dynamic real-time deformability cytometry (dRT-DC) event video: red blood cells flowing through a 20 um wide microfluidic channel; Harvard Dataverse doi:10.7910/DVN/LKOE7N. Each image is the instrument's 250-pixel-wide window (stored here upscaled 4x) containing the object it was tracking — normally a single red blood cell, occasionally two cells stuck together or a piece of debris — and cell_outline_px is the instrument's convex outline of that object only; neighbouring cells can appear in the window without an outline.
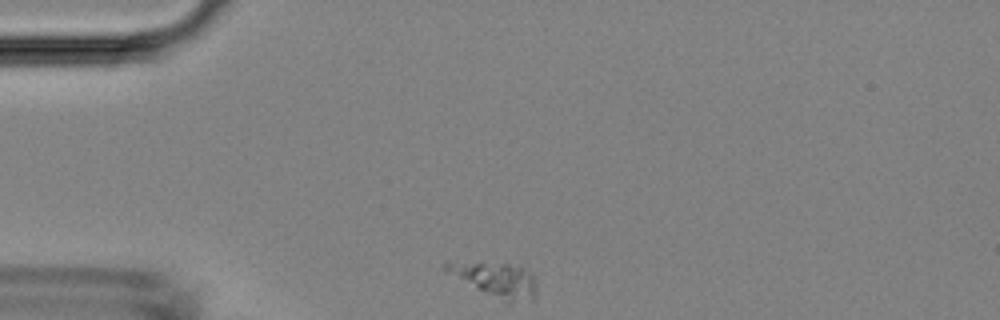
{"species": "Egyptian fruit bat (a non-hibernating species)", "species_latin": "Rousettus aegyptiacus", "temperature_condition": "room temperature", "stored_images_in_passage": 7, "camera_frame_rate_fps": 3000, "um_per_image_px": 0.085, "animal": {"sex": "female"}, "frame": {"image": 1, "passage_image": 1, "time_ms": 0.0, "image_size_px": [1000, 320], "cell_outline_px": [[536, 300], [508, 304], [444, 268], [444, 264], [520, 264], [532, 272], [536, 284]], "centroid_in_image_um": [42.44, 23.83], "position_along_channel_um": 42.6, "area_um2": 17.11}}
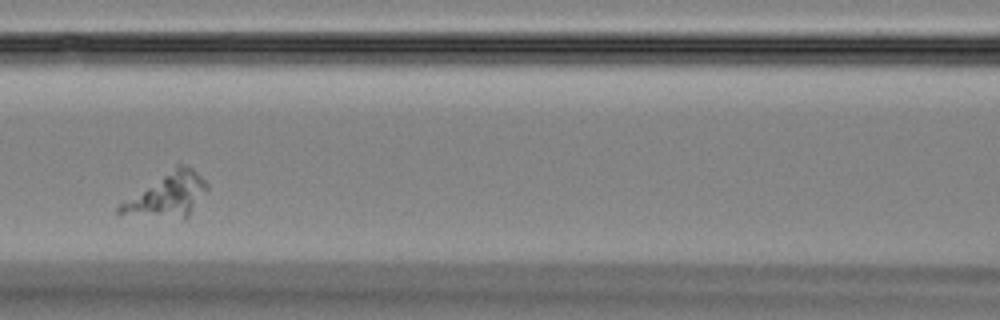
{"frame": {"image": 2, "passage_image": 4, "time_ms": 3.667, "image_size_px": [1000, 320], "cell_outline_px": [[208, 188], [188, 216], [184, 220], [116, 216], [116, 208], [120, 204], [176, 164], [180, 164], [192, 168], [208, 184]], "centroid_in_image_um": [14.16, 16.65], "position_along_channel_um": 152.4, "area_um2": 22.72}}
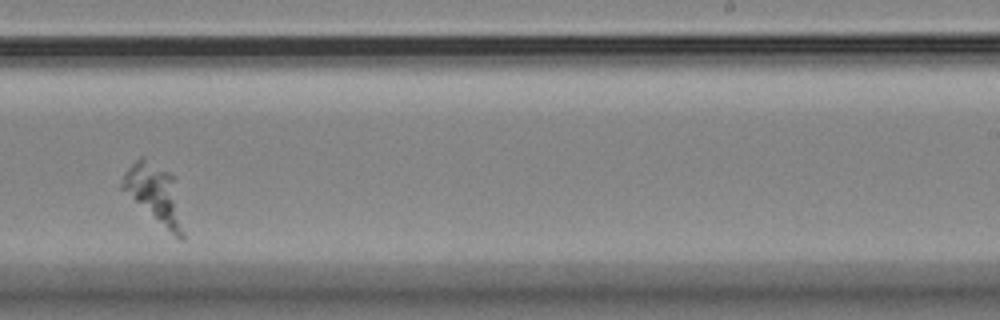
{"frame": {"image": 3, "passage_image": 7, "time_ms": 7.0, "image_size_px": [1000, 320], "cell_outline_px": [[184, 240], [180, 240], [120, 188], [120, 184], [124, 172], [140, 156], [144, 156], [176, 176], [184, 232]], "centroid_in_image_um": [13.18, 16.42], "position_along_channel_um": 275.8, "area_um2": 20.92}}